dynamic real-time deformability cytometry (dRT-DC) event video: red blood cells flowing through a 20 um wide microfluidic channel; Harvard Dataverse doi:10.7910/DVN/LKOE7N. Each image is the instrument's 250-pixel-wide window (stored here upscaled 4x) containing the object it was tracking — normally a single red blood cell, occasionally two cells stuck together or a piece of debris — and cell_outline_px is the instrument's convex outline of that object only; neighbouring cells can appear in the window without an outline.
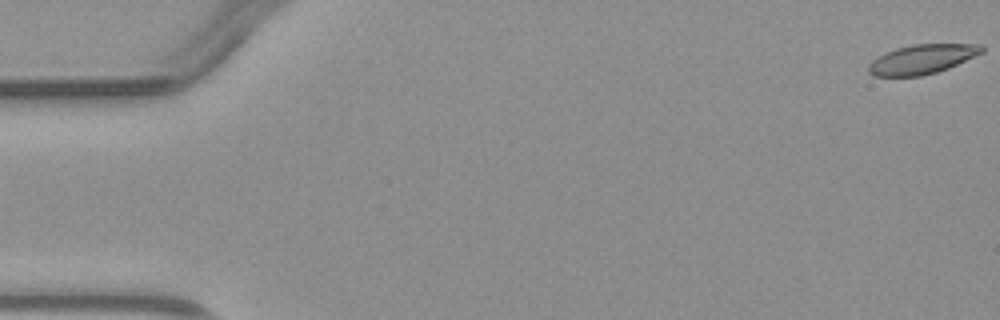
{"species": "common noctule bat (a hibernating species)", "species_latin": "Nyctalus noctula", "temperature_condition": "warm", "stored_images_in_passage": 4, "camera_frame_rate_fps": 3000, "um_per_image_px": 0.085, "animal": {"sex": "male", "body_mass_g": 23.1, "forearm_length_mm": 52.7}, "frame": {"image": 1, "passage_image": 1, "time_ms": 0.0, "image_size_px": [1000, 320], "cell_outline_px": [[984, 52], [948, 68], [936, 72], [920, 76], [872, 76], [868, 72], [868, 64], [872, 60], [884, 52], [896, 48], [912, 44], [980, 44], [984, 48]], "centroid_in_image_um": [78.34, 5.03], "position_along_channel_um": 6.7, "area_um2": 19.48}}
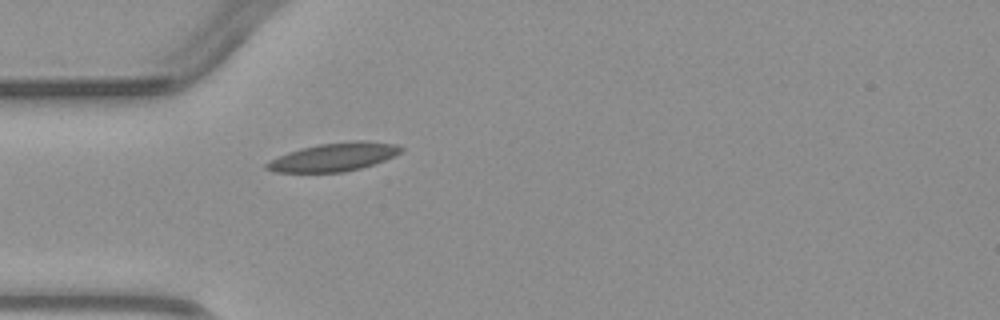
{"frame": {"image": 2, "passage_image": 4, "time_ms": 4.667, "image_size_px": [1000, 320], "cell_outline_px": [[404, 148], [400, 152], [384, 160], [360, 168], [344, 172], [276, 172], [264, 168], [264, 164], [288, 152], [300, 148], [320, 144], [356, 140], [364, 140], [396, 144]], "centroid_in_image_um": [28.37, 13.34], "position_along_channel_um": 56.6, "area_um2": 21.91}}